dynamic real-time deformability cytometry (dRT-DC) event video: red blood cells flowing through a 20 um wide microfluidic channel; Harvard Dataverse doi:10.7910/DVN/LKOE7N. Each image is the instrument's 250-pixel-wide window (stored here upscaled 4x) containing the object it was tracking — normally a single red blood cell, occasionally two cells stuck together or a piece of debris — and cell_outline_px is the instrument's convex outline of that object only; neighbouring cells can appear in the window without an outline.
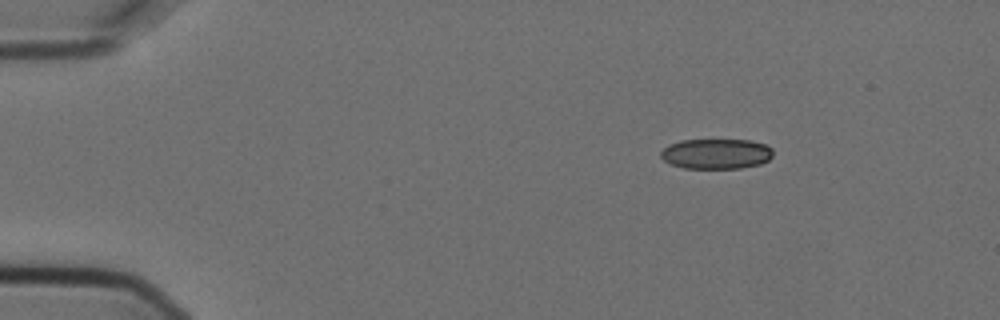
{"species": "Egyptian fruit bat (a non-hibernating species)", "species_latin": "Rousettus aegyptiacus", "temperature_condition": "cold", "stored_images_in_passage": 3, "segment_of_instrument_passage": [2, 2], "camera_frame_rate_fps": 3000, "um_per_image_px": 0.085, "animal": {"sex": "female"}, "frame": {"image": 1, "passage_image": 3, "time_ms": 0.667, "image_size_px": [1000, 320], "cell_outline_px": [[772, 156], [768, 160], [760, 164], [740, 168], [684, 168], [672, 164], [664, 160], [660, 156], [660, 152], [668, 144], [680, 140], [752, 140], [768, 144], [772, 148]], "centroid_in_image_um": [60.89, 13.06], "position_along_channel_um": 24.1, "area_um2": 19.88}}